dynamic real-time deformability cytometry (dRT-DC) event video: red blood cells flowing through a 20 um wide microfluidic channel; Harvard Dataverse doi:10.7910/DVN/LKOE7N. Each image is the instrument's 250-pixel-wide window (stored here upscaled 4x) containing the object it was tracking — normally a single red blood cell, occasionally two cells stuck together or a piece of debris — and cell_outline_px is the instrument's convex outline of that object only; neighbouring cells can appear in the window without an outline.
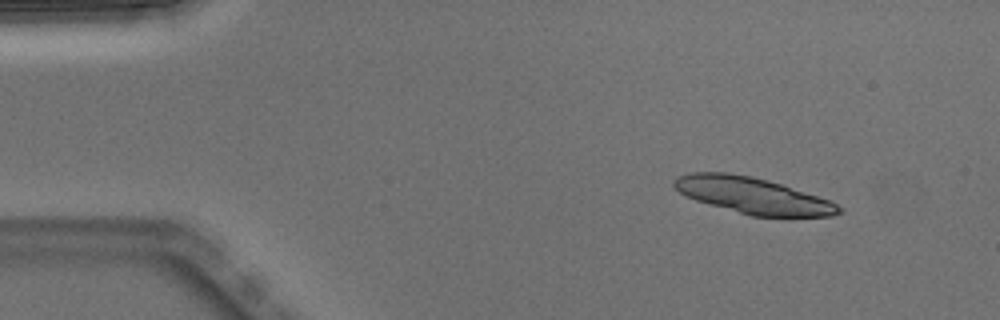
{"species": "Egyptian fruit bat (a non-hibernating species)", "species_latin": "Rousettus aegyptiacus", "temperature_condition": "warm", "stored_images_in_passage": 7, "segment_of_instrument_passage": [1, 2], "camera_frame_rate_fps": 3000, "um_per_image_px": 0.085, "animal": {"sex": "male"}, "frame": {"image": 1, "passage_image": 2, "time_ms": 0.333, "image_size_px": [1000, 320], "cell_outline_px": [[840, 212], [832, 216], [788, 220], [752, 216], [696, 200], [684, 196], [672, 184], [672, 180], [676, 176], [692, 172], [728, 172], [752, 176], [768, 180], [828, 200], [836, 204], [840, 208]], "centroid_in_image_um": [64.0, 16.66], "position_along_channel_um": 21.0, "area_um2": 35.43}}